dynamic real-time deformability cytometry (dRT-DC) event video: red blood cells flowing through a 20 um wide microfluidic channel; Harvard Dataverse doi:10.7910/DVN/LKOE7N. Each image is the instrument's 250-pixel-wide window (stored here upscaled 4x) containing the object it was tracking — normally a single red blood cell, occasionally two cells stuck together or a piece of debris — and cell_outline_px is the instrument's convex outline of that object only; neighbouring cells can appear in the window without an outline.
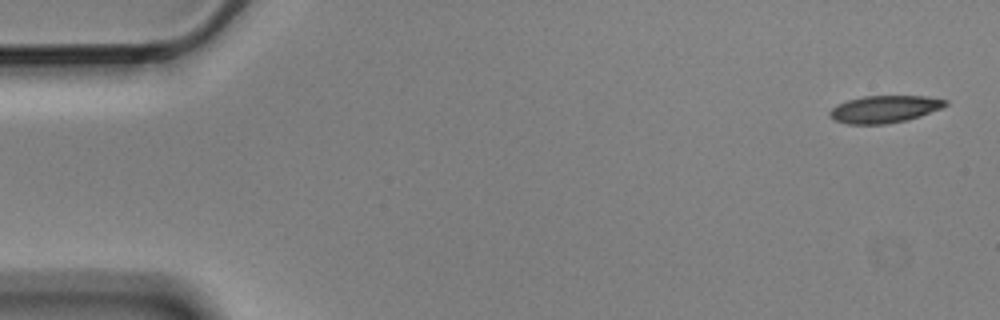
{"species": "Egyptian fruit bat (a non-hibernating species)", "species_latin": "Rousettus aegyptiacus", "temperature_condition": "cold", "stored_images_in_passage": 5, "camera_frame_rate_fps": 3000, "um_per_image_px": 0.085, "animal": {"sex": "male"}, "frame": {"image": 1, "passage_image": 1, "time_ms": 0.0, "image_size_px": [1000, 320], "cell_outline_px": [[948, 104], [940, 108], [920, 116], [908, 120], [884, 124], [848, 124], [836, 120], [828, 116], [828, 112], [836, 104], [848, 100], [864, 96], [924, 96], [948, 100]], "centroid_in_image_um": [75.16, 9.27], "position_along_channel_um": 9.8, "area_um2": 18.32}}
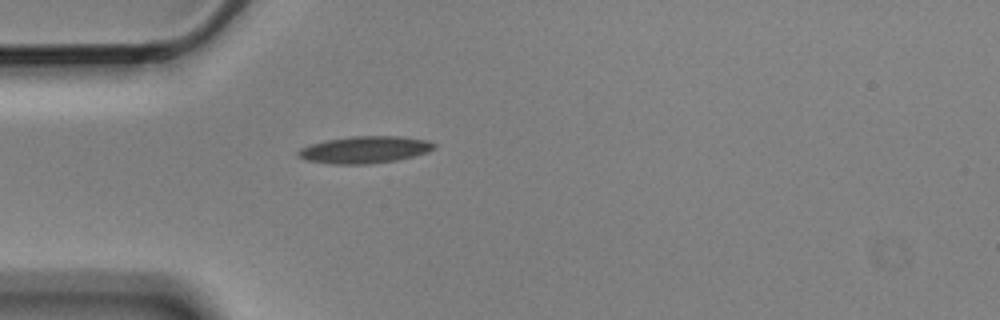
{"frame": {"image": 2, "passage_image": 5, "time_ms": 1.333, "image_size_px": [1000, 320], "cell_outline_px": [[436, 148], [428, 152], [396, 160], [364, 164], [336, 164], [308, 160], [300, 156], [296, 152], [300, 148], [324, 140], [352, 136], [400, 136], [428, 140], [436, 144]], "centroid_in_image_um": [31.04, 12.71], "position_along_channel_um": 54.0, "area_um2": 21.21}}